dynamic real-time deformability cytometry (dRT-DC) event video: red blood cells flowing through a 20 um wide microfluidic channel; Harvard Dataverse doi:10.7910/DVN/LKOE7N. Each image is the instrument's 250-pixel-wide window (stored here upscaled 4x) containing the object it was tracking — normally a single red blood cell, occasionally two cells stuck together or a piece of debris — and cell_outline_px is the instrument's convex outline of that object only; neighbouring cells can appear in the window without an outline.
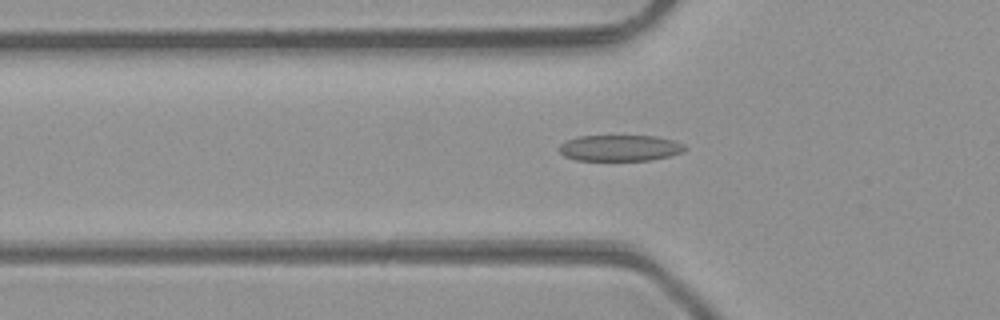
{"species": "common noctule bat (a hibernating species)", "species_latin": "Nyctalus noctula", "temperature_condition": "room temperature", "stored_images_in_passage": 28, "camera_frame_rate_fps": 3000, "um_per_image_px": 0.085, "animal": {"sex": "male", "body_mass_g": 23.1, "forearm_length_mm": 52.7}, "frame": {"image": 1, "passage_image": 3, "time_ms": 0.667, "image_size_px": [1000, 320], "cell_outline_px": [[688, 148], [684, 152], [652, 160], [576, 160], [564, 156], [556, 148], [564, 140], [580, 136], [656, 136], [672, 140], [684, 144]], "centroid_in_image_um": [52.67, 12.58], "position_along_channel_um": 73.1, "area_um2": 19.31}}
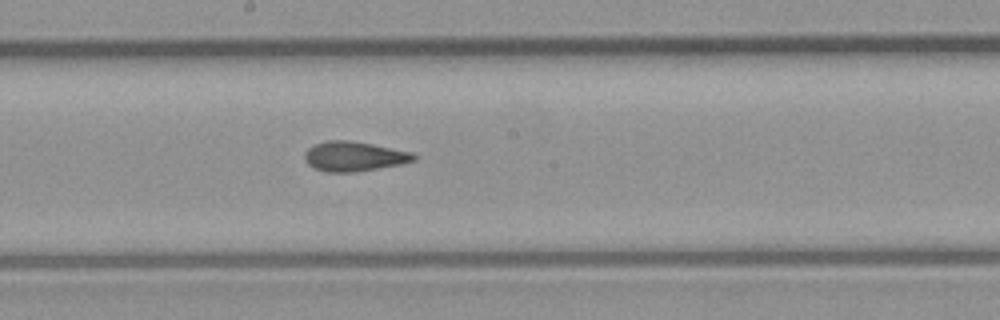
{"frame": {"image": 2, "passage_image": 13, "time_ms": 4.0, "image_size_px": [1000, 320], "cell_outline_px": [[416, 160], [400, 164], [356, 172], [324, 172], [308, 164], [304, 160], [304, 152], [308, 148], [316, 144], [328, 140], [348, 140], [372, 144], [412, 152], [416, 156]], "centroid_in_image_um": [30.07, 13.29], "position_along_channel_um": 218.1, "area_um2": 18.84}}
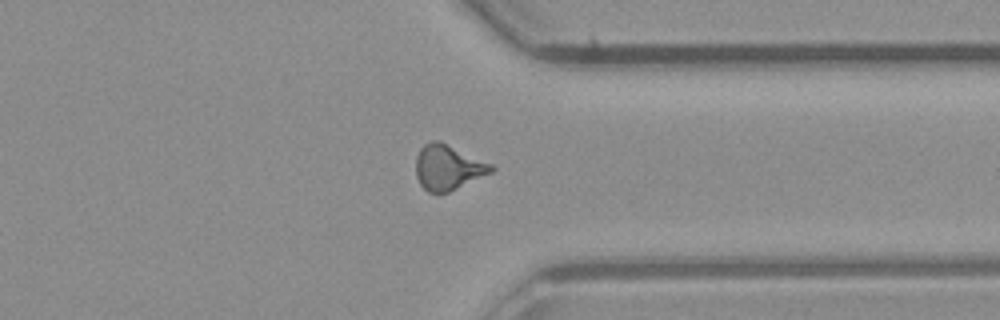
{"frame": {"image": 3, "passage_image": 24, "time_ms": 7.667, "image_size_px": [1000, 320], "cell_outline_px": [[496, 168], [492, 172], [448, 192], [436, 196], [428, 192], [420, 184], [416, 176], [416, 156], [420, 148], [424, 144], [432, 140], [440, 140], [492, 164]], "centroid_in_image_um": [38.05, 14.23], "position_along_channel_um": 373.3, "area_um2": 20.06}, "authors_computed_cell_mechanics": {"area_um2": 18.6983, "velocity_mm_per_s": 4.3016, "shape_relaxation_time_tau1_ms": null, "shape_relaxation_time_tau2_ms": 1.8928, "deformation_change_tau1": null, "deformation_change_tau2": 0.1091}}